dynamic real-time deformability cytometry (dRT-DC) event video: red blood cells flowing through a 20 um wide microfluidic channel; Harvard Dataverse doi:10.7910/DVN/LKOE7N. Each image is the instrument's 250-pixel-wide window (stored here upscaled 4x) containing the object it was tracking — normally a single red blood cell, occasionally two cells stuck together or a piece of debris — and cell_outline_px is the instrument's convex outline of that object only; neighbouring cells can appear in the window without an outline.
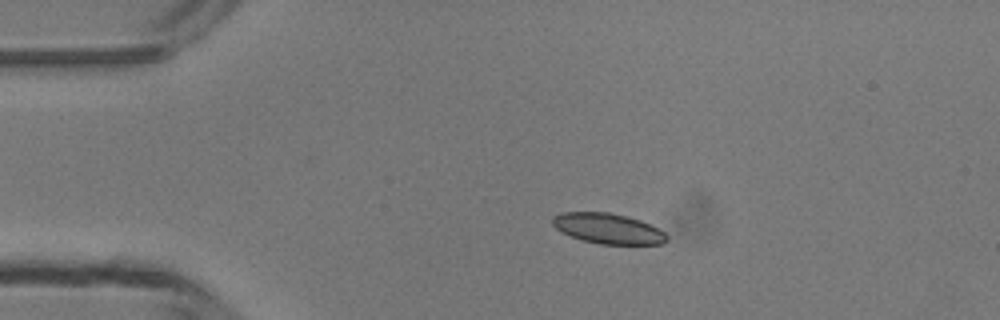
{"species": "common noctule bat (a hibernating species)", "species_latin": "Nyctalus noctula", "temperature_condition": "room temperature", "stored_images_in_passage": 3, "camera_frame_rate_fps": 3000, "um_per_image_px": 0.085, "animal": {"sex": "male", "body_mass_g": 13.3}, "frame": {"image": 1, "passage_image": 2, "time_ms": 2.0, "image_size_px": [1000, 320], "cell_outline_px": [[668, 240], [664, 244], [600, 244], [584, 240], [560, 232], [552, 224], [552, 216], [560, 212], [608, 212], [628, 216], [640, 220], [664, 232], [668, 236]], "centroid_in_image_um": [51.66, 19.42], "position_along_channel_um": 33.3, "area_um2": 20.23}}